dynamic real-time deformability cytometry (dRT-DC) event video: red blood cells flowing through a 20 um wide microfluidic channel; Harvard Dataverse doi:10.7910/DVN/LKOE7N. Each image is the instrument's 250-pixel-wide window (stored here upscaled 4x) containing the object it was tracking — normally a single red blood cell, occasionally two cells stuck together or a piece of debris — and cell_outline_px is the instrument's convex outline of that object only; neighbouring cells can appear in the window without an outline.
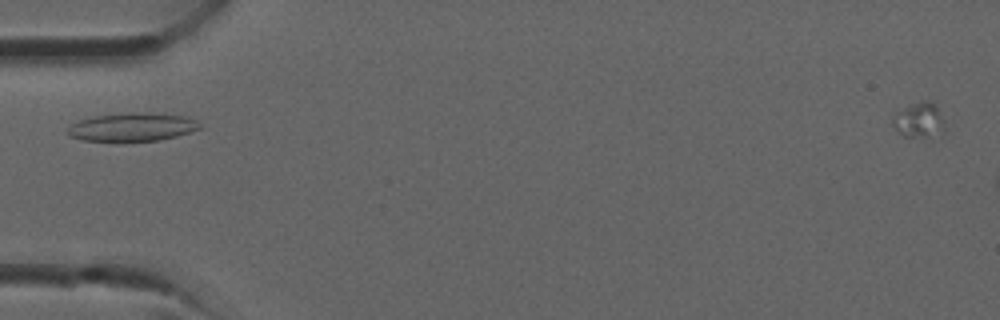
{"species": "common noctule bat (a hibernating species)", "species_latin": "Nyctalus noctula", "temperature_condition": "room temperature", "stored_images_in_passage": 26, "camera_frame_rate_fps": 3000, "um_per_image_px": 0.085, "animal": {"sex": "male", "forearm_length_mm": 52.5}, "frame": {"image": 1, "passage_image": 1, "time_ms": 0.0, "image_size_px": [1000, 320], "cell_outline_px": [[200, 128], [176, 136], [160, 140], [84, 140], [68, 136], [64, 132], [76, 120], [92, 116], [120, 112], [148, 112], [184, 116], [196, 120], [200, 124]], "centroid_in_image_um": [11.17, 10.77], "position_along_channel_um": 73.8, "area_um2": 21.85}}
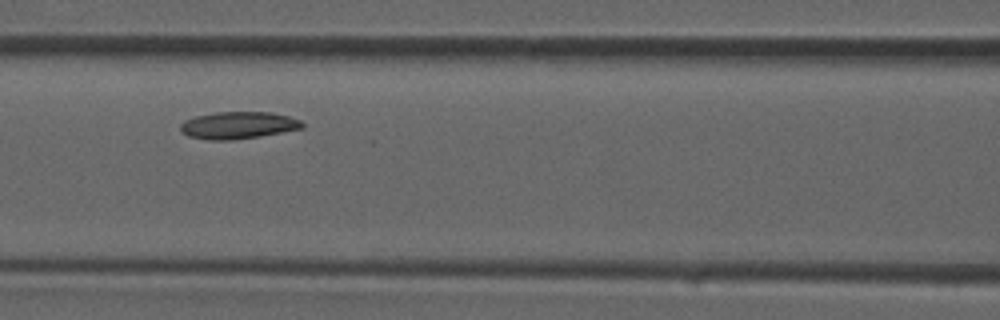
{"frame": {"image": 2, "passage_image": 5, "time_ms": 1.333, "image_size_px": [1000, 320], "cell_outline_px": [[304, 128], [260, 136], [232, 140], [208, 140], [188, 136], [180, 128], [180, 124], [184, 120], [196, 116], [216, 112], [272, 112], [288, 116], [300, 120], [304, 124]], "centroid_in_image_um": [20.25, 10.64], "position_along_channel_um": 146.3, "area_um2": 19.25}}
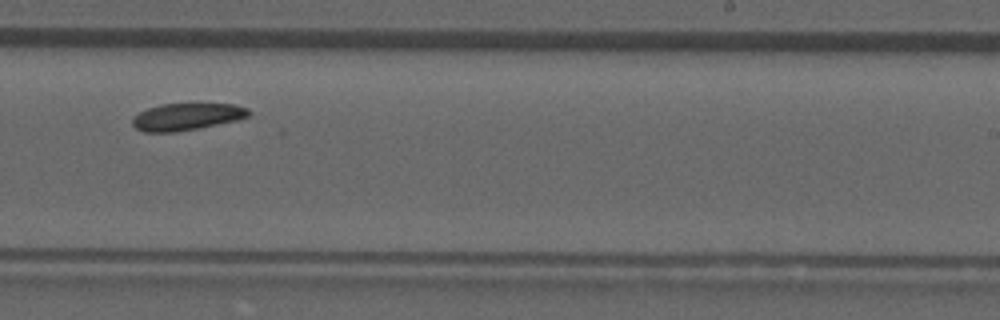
{"frame": {"image": 3, "passage_image": 12, "time_ms": 3.667, "image_size_px": [1000, 320], "cell_outline_px": [[252, 112], [248, 116], [236, 120], [176, 132], [144, 132], [136, 128], [132, 124], [132, 116], [148, 108], [160, 104], [232, 104], [248, 108]], "centroid_in_image_um": [15.84, 9.92], "position_along_channel_um": 273.2, "area_um2": 18.15}}